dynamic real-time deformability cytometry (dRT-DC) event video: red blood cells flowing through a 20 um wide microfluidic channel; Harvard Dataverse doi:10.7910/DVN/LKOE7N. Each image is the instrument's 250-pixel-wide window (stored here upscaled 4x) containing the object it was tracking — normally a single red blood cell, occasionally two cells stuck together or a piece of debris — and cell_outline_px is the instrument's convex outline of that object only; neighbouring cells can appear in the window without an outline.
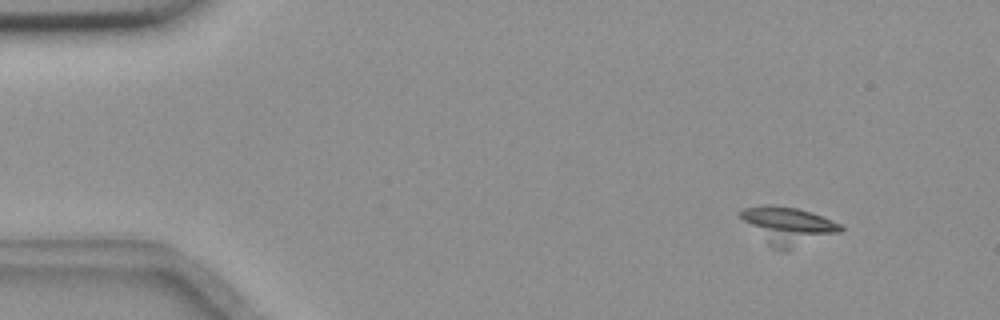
{"species": "common noctule bat (a hibernating species)", "species_latin": "Nyctalus noctula", "temperature_condition": "room temperature", "stored_images_in_passage": 52, "camera_frame_rate_fps": 3000, "um_per_image_px": 0.085, "animal": {"sex": "female", "body_mass_g": 18.4}, "frame": {"image": 1, "passage_image": 2, "time_ms": 0.333, "image_size_px": [1000, 320], "cell_outline_px": [[844, 228], [840, 232], [780, 252], [776, 252], [736, 212], [744, 208], [796, 208], [812, 212], [840, 224]], "centroid_in_image_um": [67.02, 19.24], "position_along_channel_um": 18.0, "area_um2": 20.69}}
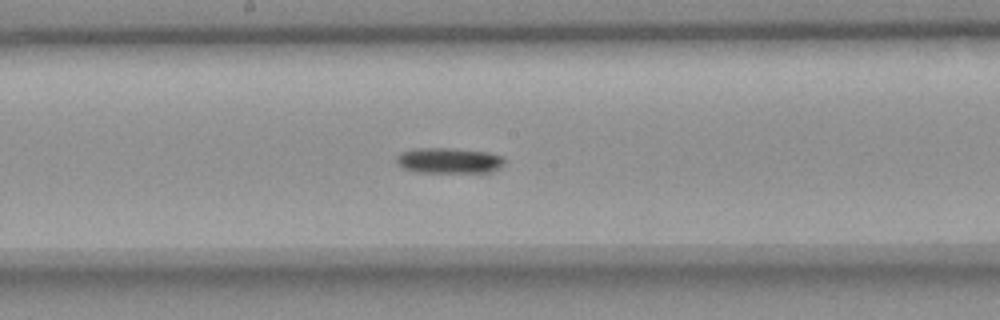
{"frame": {"image": 2, "passage_image": 26, "time_ms": 8.333, "image_size_px": [1000, 320], "cell_outline_px": [[504, 164], [500, 168], [492, 172], [416, 172], [404, 168], [396, 164], [396, 156], [400, 152], [412, 148], [448, 148], [488, 152], [504, 156]], "centroid_in_image_um": [38.15, 13.64], "position_along_channel_um": 210.1, "area_um2": 16.3}}
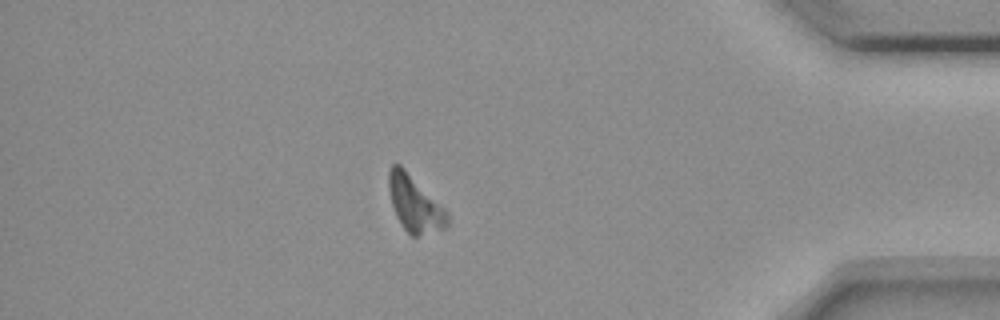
{"frame": {"image": 3, "passage_image": 45, "time_ms": 14.667, "image_size_px": [1000, 320], "cell_outline_px": [[448, 228], [420, 236], [412, 236], [400, 224], [396, 216], [392, 204], [388, 188], [388, 172], [392, 164], [400, 164], [448, 212]], "centroid_in_image_um": [35.25, 17.35], "position_along_channel_um": 399.9, "area_um2": 19.07}, "authors_computed_cell_mechanics": {"area_um2": 18.5827, "velocity_mm_per_s": 3.6087, "shape_relaxation_time_tau1_ms": 1.3983, "shape_relaxation_time_tau2_ms": null, "deformation_change_tau1": 0.0388, "deformation_change_tau2": null}}